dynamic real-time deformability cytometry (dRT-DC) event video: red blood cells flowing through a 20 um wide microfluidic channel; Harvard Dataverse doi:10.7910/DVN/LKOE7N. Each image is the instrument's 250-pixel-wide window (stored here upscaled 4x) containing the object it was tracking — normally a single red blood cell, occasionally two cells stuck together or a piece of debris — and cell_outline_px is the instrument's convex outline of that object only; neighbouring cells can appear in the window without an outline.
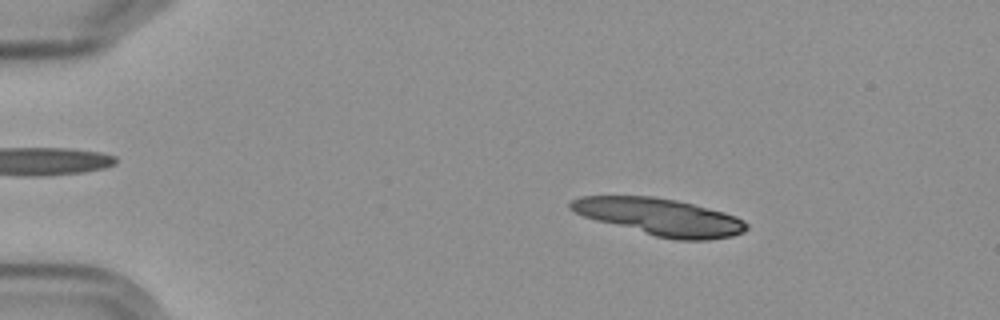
{"species": "Egyptian fruit bat (a non-hibernating species)", "species_latin": "Rousettus aegyptiacus", "temperature_condition": "cold", "stored_images_in_passage": 5, "camera_frame_rate_fps": 3000, "um_per_image_px": 0.085, "frame": {"image": 1, "passage_image": 2, "time_ms": 1.333, "image_size_px": [1000, 320], "cell_outline_px": [[748, 228], [744, 232], [732, 236], [708, 240], [676, 240], [656, 236], [596, 220], [584, 216], [568, 208], [568, 204], [572, 200], [580, 196], [652, 196], [676, 200], [724, 212], [736, 216], [744, 220], [748, 224]], "centroid_in_image_um": [56.11, 18.43], "position_along_channel_um": 28.9, "area_um2": 37.74}}
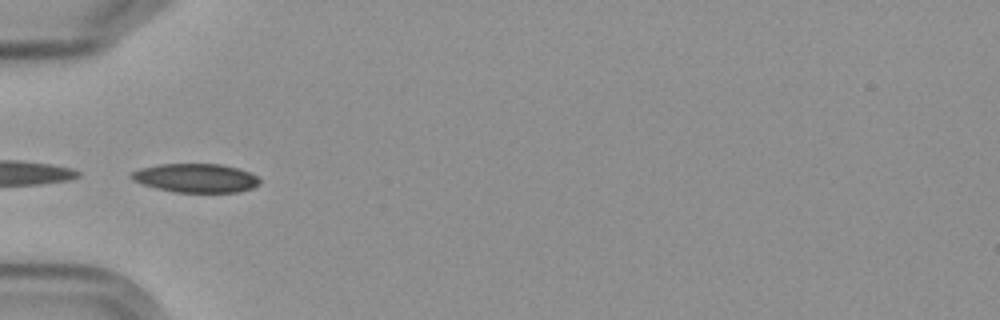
{"frame": {"image": 2, "passage_image": 5, "time_ms": 4.667, "image_size_px": [1000, 320], "cell_outline_px": [[260, 184], [252, 188], [240, 192], [176, 192], [156, 188], [140, 184], [132, 180], [128, 176], [132, 172], [140, 168], [160, 164], [220, 164], [236, 168], [248, 172], [256, 176], [260, 180]], "centroid_in_image_um": [16.61, 15.14], "position_along_channel_um": 68.4, "area_um2": 21.56}}